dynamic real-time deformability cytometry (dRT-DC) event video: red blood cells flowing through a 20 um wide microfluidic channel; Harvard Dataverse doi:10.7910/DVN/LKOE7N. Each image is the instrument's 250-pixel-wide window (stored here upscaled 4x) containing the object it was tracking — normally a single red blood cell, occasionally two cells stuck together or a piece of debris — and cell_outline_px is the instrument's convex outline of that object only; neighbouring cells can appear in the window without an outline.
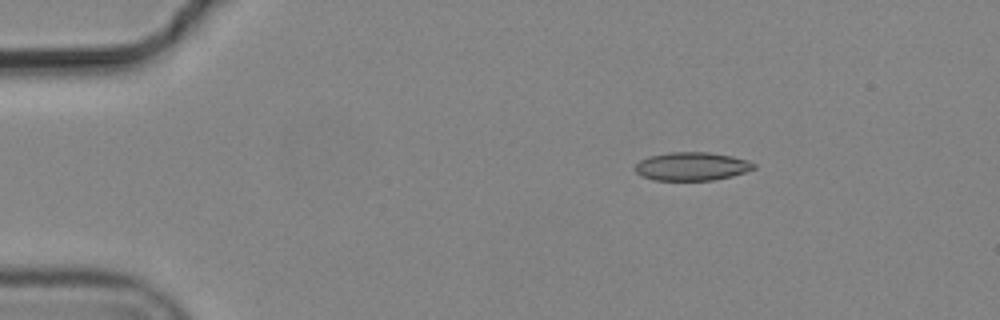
{"species": "common noctule bat (a hibernating species)", "species_latin": "Nyctalus noctula", "temperature_condition": "cold", "stored_images_in_passage": 4, "camera_frame_rate_fps": 3000, "um_per_image_px": 0.085, "animal": {"sex": "male", "body_mass_g": 19.2, "forearm_length_mm": 51.8}, "frame": {"image": 1, "passage_image": 2, "time_ms": 0.333, "image_size_px": [1000, 320], "cell_outline_px": [[756, 168], [732, 176], [712, 180], [652, 180], [640, 176], [632, 168], [640, 160], [648, 156], [672, 152], [708, 152], [732, 156], [748, 160], [756, 164]], "centroid_in_image_um": [58.77, 14.14], "position_along_channel_um": 26.2, "area_um2": 19.77}}